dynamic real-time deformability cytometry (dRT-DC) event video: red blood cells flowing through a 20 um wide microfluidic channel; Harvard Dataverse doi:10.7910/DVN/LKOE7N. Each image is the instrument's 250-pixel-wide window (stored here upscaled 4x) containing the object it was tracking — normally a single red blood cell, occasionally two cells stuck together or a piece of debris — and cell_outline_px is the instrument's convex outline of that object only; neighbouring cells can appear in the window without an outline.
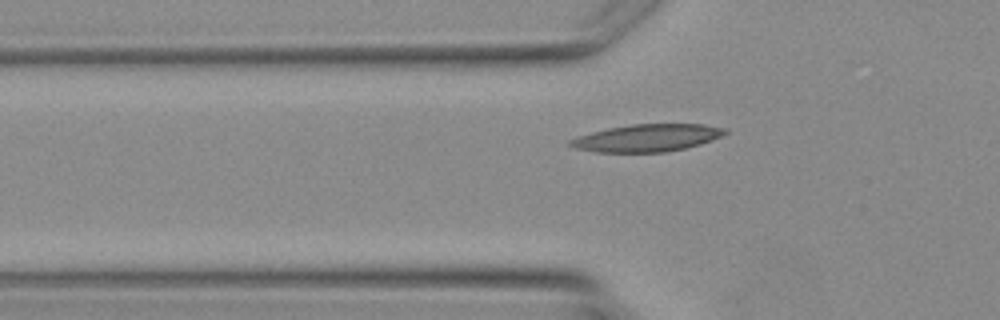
{"species": "Egyptian fruit bat (a non-hibernating species)", "species_latin": "Rousettus aegyptiacus", "temperature_condition": "warm", "stored_images_in_passage": 4, "camera_frame_rate_fps": 3000, "um_per_image_px": 0.085, "animal": {"sex": "female"}, "frame": {"image": 1, "passage_image": 4, "time_ms": 3.667, "image_size_px": [1000, 320], "cell_outline_px": [[728, 132], [720, 136], [700, 144], [684, 148], [664, 152], [596, 152], [576, 148], [568, 144], [568, 140], [592, 132], [608, 128], [632, 124], [704, 124], [728, 128]], "centroid_in_image_um": [55.02, 11.71], "position_along_channel_um": 70.8, "area_um2": 24.51}}